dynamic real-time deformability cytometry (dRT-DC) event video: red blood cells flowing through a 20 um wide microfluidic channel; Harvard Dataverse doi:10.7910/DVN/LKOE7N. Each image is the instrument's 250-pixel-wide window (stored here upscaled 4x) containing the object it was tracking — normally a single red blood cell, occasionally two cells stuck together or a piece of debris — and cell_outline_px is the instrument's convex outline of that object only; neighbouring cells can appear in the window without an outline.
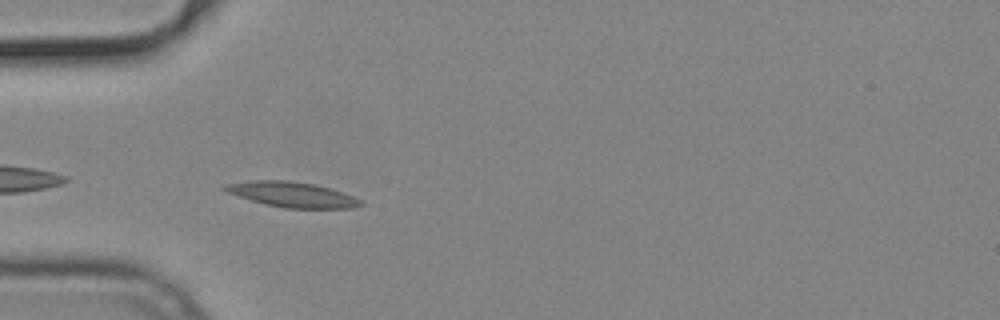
{"species": "common noctule bat (a hibernating species)", "species_latin": "Nyctalus noctula", "temperature_condition": "cold", "stored_images_in_passage": 28, "camera_frame_rate_fps": 3000, "um_per_image_px": 0.085, "animal": {"sex": "male", "body_mass_g": 19.2, "forearm_length_mm": 51.8}, "frame": {"image": 1, "passage_image": 2, "time_ms": 0.333, "image_size_px": [1000, 320], "cell_outline_px": [[364, 204], [352, 208], [284, 208], [264, 204], [228, 192], [220, 188], [224, 184], [256, 180], [288, 180], [312, 184], [328, 188], [352, 196], [360, 200]], "centroid_in_image_um": [24.8, 16.53], "position_along_channel_um": 60.2, "area_um2": 19.59}}
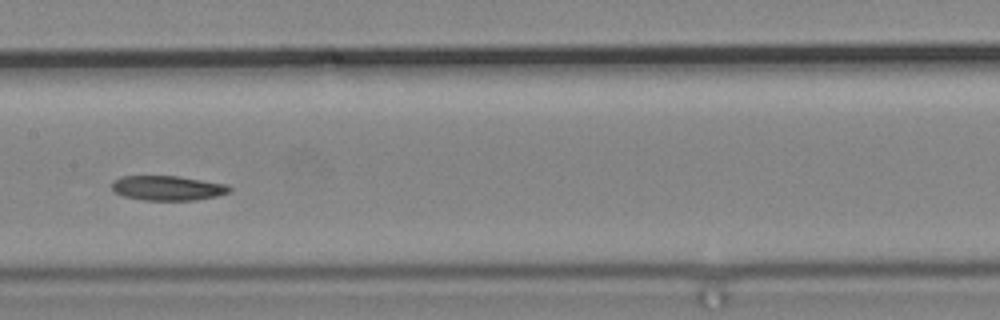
{"frame": {"image": 2, "passage_image": 13, "time_ms": 4.0, "image_size_px": [1000, 320], "cell_outline_px": [[232, 188], [228, 192], [216, 196], [196, 200], [144, 200], [124, 196], [112, 192], [112, 180], [120, 176], [180, 176], [228, 184]], "centroid_in_image_um": [14.23, 15.97], "position_along_channel_um": 193.2, "area_um2": 17.11}}
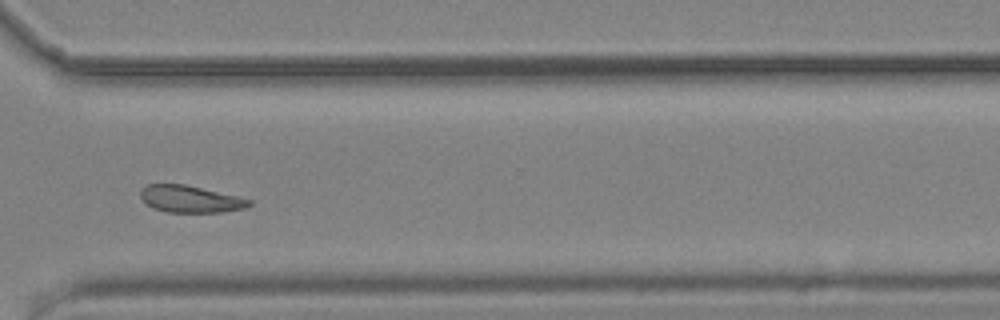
{"frame": {"image": 3, "passage_image": 26, "time_ms": 8.333, "image_size_px": [1000, 320], "cell_outline_px": [[252, 204], [244, 208], [220, 212], [168, 212], [152, 208], [140, 196], [140, 188], [148, 184], [184, 184], [236, 196], [252, 200]], "centroid_in_image_um": [16.15, 16.92], "position_along_channel_um": 354.5, "area_um2": 16.88}}